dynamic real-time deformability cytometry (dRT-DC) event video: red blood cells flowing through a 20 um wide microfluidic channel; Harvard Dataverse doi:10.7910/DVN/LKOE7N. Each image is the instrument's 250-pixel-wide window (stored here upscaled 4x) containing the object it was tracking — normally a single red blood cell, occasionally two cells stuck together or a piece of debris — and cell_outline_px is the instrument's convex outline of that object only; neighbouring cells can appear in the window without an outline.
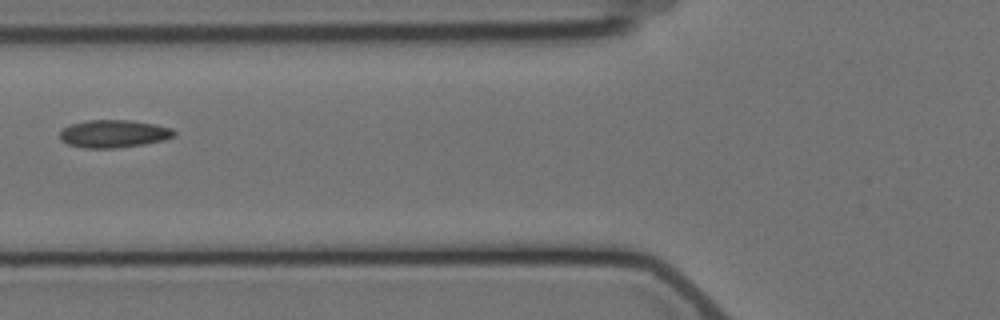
{"species": "Egyptian fruit bat (a non-hibernating species)", "species_latin": "Rousettus aegyptiacus", "temperature_condition": "cold", "stored_images_in_passage": 5, "camera_frame_rate_fps": 3000, "um_per_image_px": 0.085, "animal": {"sex": "female"}, "frame": {"image": 1, "passage_image": 3, "time_ms": 2.333, "image_size_px": [1000, 320], "cell_outline_px": [[176, 132], [172, 136], [164, 140], [144, 144], [116, 148], [84, 148], [68, 144], [60, 140], [60, 132], [64, 128], [72, 124], [88, 120], [128, 120], [156, 124], [172, 128]], "centroid_in_image_um": [9.67, 11.37], "position_along_channel_um": 116.1, "area_um2": 18.38}}
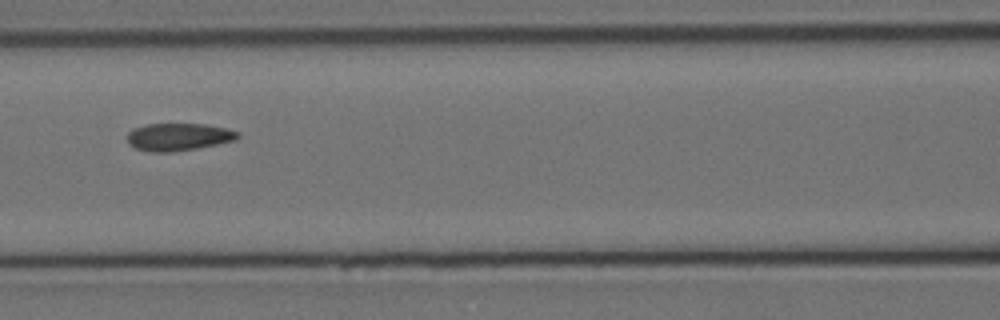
{"frame": {"image": 2, "passage_image": 4, "time_ms": 3.333, "image_size_px": [1000, 320], "cell_outline_px": [[240, 136], [236, 140], [196, 148], [172, 152], [152, 152], [136, 148], [128, 144], [128, 132], [132, 128], [148, 124], [204, 124], [224, 128], [236, 132]], "centroid_in_image_um": [15.12, 11.64], "position_along_channel_um": 151.5, "area_um2": 17.51}}
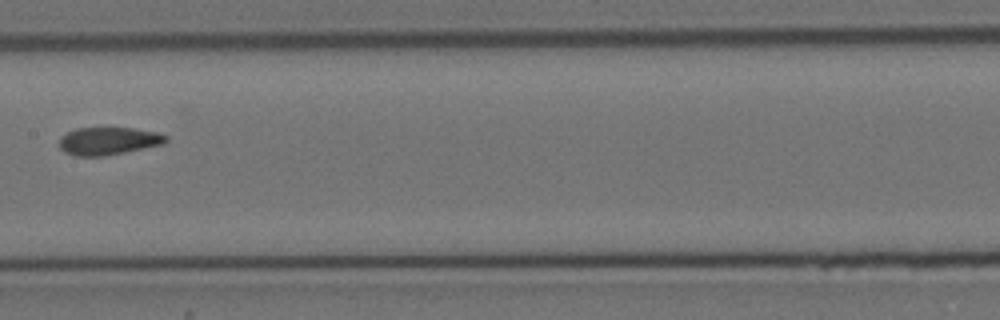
{"frame": {"image": 3, "passage_image": 5, "time_ms": 4.667, "image_size_px": [1000, 320], "cell_outline_px": [[168, 140], [164, 144], [104, 156], [76, 156], [64, 152], [60, 148], [60, 136], [76, 128], [132, 128], [156, 132], [168, 136]], "centroid_in_image_um": [9.21, 11.98], "position_along_channel_um": 198.2, "area_um2": 17.17}}